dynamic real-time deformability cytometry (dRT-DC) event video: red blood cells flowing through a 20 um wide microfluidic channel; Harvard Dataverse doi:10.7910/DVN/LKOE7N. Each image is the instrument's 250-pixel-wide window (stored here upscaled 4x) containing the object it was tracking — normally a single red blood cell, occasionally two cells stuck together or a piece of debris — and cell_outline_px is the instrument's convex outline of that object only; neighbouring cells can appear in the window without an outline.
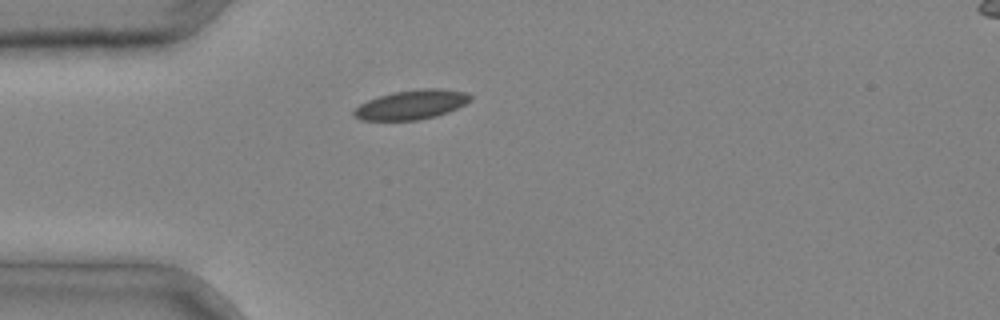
{"species": "common noctule bat (a hibernating species)", "species_latin": "Nyctalus noctula", "temperature_condition": "cold", "stored_images_in_passage": 1, "camera_frame_rate_fps": 3000, "um_per_image_px": 0.085, "animal": {"sex": "male", "body_mass_g": 20.4}, "frame": {"image": 1, "passage_image": 1, "time_ms": 0.0, "image_size_px": [1000, 320], "cell_outline_px": [[472, 100], [448, 112], [436, 116], [420, 120], [360, 120], [352, 112], [360, 104], [368, 100], [392, 92], [420, 88], [440, 88], [468, 92], [472, 96]], "centroid_in_image_um": [35.02, 8.88], "position_along_channel_um": 50.0, "area_um2": 20.0}}